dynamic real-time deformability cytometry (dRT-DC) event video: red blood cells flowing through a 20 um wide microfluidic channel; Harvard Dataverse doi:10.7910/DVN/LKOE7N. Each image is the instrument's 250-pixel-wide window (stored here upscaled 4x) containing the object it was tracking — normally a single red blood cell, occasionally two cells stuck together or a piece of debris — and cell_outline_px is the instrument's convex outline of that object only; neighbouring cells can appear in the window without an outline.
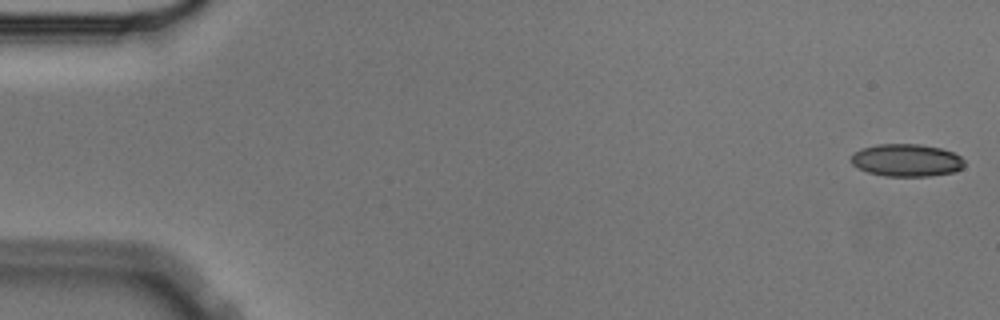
{"species": "Egyptian fruit bat (a non-hibernating species)", "species_latin": "Rousettus aegyptiacus", "temperature_condition": "cold", "stored_images_in_passage": 55, "camera_frame_rate_fps": 3000, "um_per_image_px": 0.085, "animal": {"sex": "male"}, "frame": {"image": 1, "passage_image": 1, "time_ms": 0.0, "image_size_px": [1000, 320], "cell_outline_px": [[964, 168], [952, 172], [928, 176], [884, 176], [868, 172], [856, 168], [852, 164], [852, 156], [860, 148], [876, 144], [920, 144], [940, 148], [952, 152], [960, 156], [964, 160]], "centroid_in_image_um": [77.05, 13.62], "position_along_channel_um": 8.0, "area_um2": 21.5}}
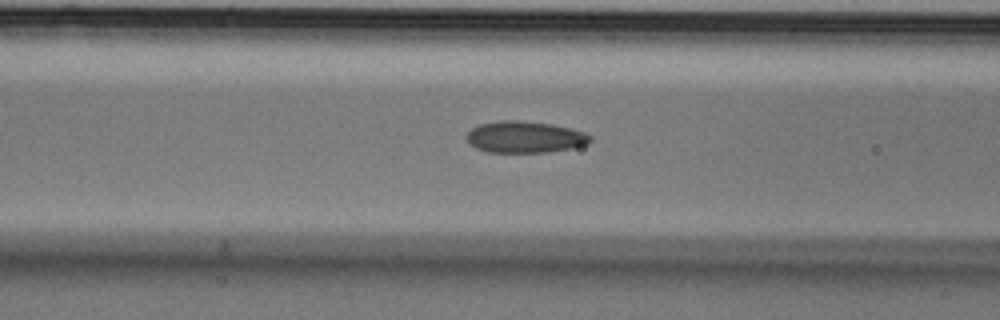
{"frame": {"image": 2, "passage_image": 22, "time_ms": 7.0, "image_size_px": [1000, 320], "cell_outline_px": [[592, 140], [588, 144], [572, 148], [548, 152], [488, 152], [476, 148], [468, 144], [464, 136], [472, 128], [480, 124], [500, 120], [516, 120], [552, 124], [572, 128], [584, 132], [592, 136]], "centroid_in_image_um": [44.6, 11.65], "position_along_channel_um": 122.0, "area_um2": 23.0}}
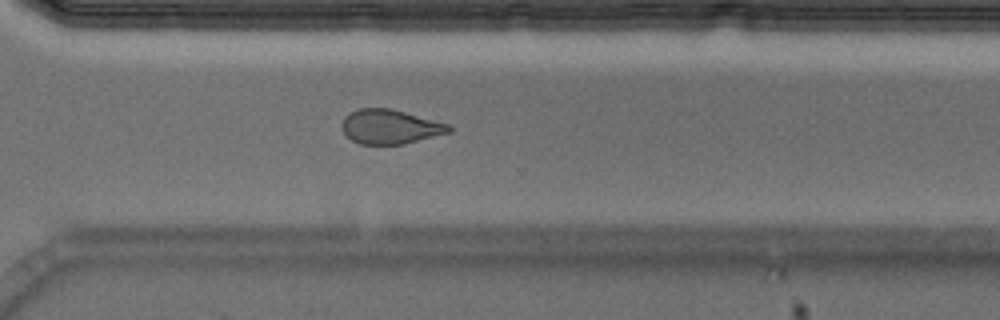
{"frame": {"image": 3, "passage_image": 40, "time_ms": 13.0, "image_size_px": [1000, 320], "cell_outline_px": [[452, 132], [404, 144], [360, 144], [352, 140], [344, 132], [344, 116], [348, 112], [356, 108], [392, 108], [448, 124], [452, 128]], "centroid_in_image_um": [33.18, 10.76], "position_along_channel_um": 337.4, "area_um2": 21.39}, "authors_computed_cell_mechanics": {"area_um2": 22.5998, "velocity_mm_per_s": 3.5931, "shape_relaxation_time_tau1_ms": 6.414, "shape_relaxation_time_tau2_ms": 2.8849, "deformation_change_tau1": 0.1404, "deformation_change_tau2": 0.1105}}